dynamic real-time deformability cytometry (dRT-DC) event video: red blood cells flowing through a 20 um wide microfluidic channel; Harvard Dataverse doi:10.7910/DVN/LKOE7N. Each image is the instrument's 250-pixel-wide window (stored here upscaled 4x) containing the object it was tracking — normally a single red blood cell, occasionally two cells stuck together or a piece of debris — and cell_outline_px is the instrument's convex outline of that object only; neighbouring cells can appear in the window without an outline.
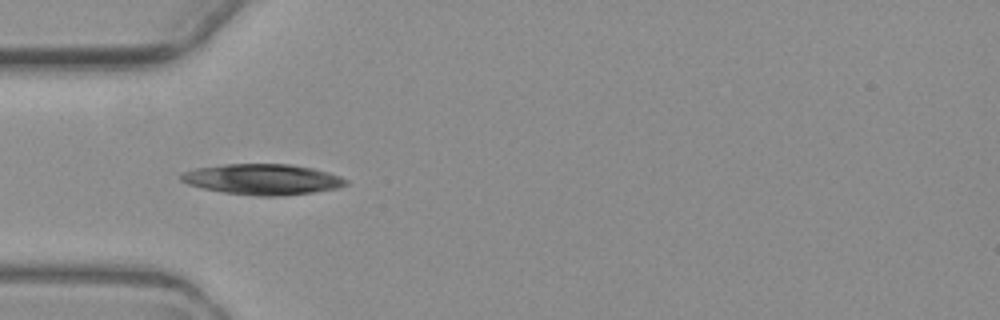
{"species": "common noctule bat (a hibernating species)", "species_latin": "Nyctalus noctula", "temperature_condition": "warm", "stored_images_in_passage": 6, "camera_frame_rate_fps": 3000, "um_per_image_px": 0.085, "animal": {"sex": "female", "body_mass_g": 19.3, "forearm_length_mm": 54.1}, "frame": {"image": 1, "passage_image": 6, "time_ms": 6.0, "image_size_px": [1000, 320], "cell_outline_px": [[348, 184], [336, 188], [312, 192], [280, 196], [260, 196], [224, 192], [204, 188], [188, 184], [180, 180], [180, 176], [184, 172], [196, 168], [224, 164], [292, 164], [312, 168], [328, 172], [340, 176], [348, 180]], "centroid_in_image_um": [22.33, 15.23], "position_along_channel_um": 62.7, "area_um2": 29.25}}